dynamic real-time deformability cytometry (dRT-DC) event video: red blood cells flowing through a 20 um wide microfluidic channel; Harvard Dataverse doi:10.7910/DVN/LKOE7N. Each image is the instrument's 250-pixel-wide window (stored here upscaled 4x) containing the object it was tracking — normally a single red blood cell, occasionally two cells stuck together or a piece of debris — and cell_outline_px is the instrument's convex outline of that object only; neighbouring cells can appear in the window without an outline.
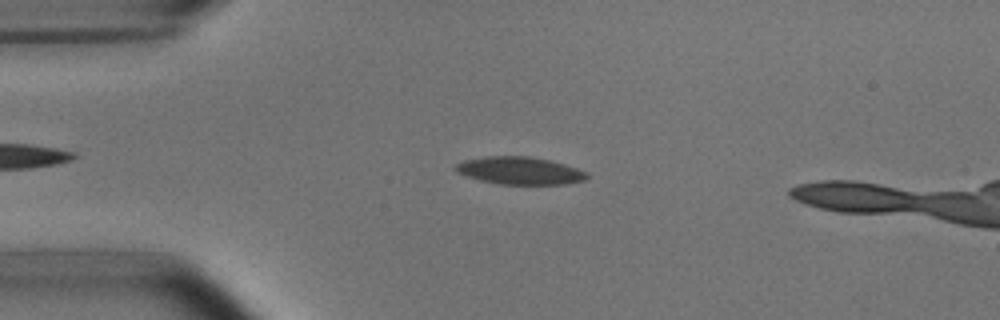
{"species": "common noctule bat (a hibernating species)", "species_latin": "Nyctalus noctula", "temperature_condition": "room temperature", "stored_images_in_passage": 48, "camera_frame_rate_fps": 3000, "um_per_image_px": 0.085, "animal": {"sex": "male", "body_mass_g": 15.6}, "frame": {"image": 1, "passage_image": 11, "time_ms": 3.333, "image_size_px": [1000, 320], "cell_outline_px": [[588, 176], [584, 180], [564, 184], [500, 184], [480, 180], [456, 172], [452, 168], [456, 164], [464, 160], [488, 156], [528, 156], [548, 160], [564, 164], [588, 172]], "centroid_in_image_um": [44.15, 14.5], "position_along_channel_um": 40.8, "area_um2": 20.92}}
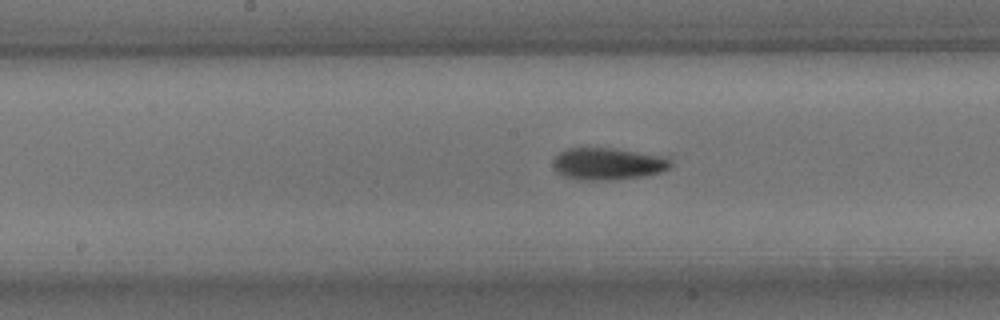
{"frame": {"image": 2, "passage_image": 25, "time_ms": 8.0, "image_size_px": [1000, 320], "cell_outline_px": [[672, 164], [668, 168], [660, 172], [644, 176], [608, 180], [576, 180], [564, 176], [556, 172], [552, 164], [556, 156], [560, 152], [568, 148], [616, 148], [668, 156], [672, 160]], "centroid_in_image_um": [51.69, 13.92], "position_along_channel_um": 196.5, "area_um2": 22.25}}
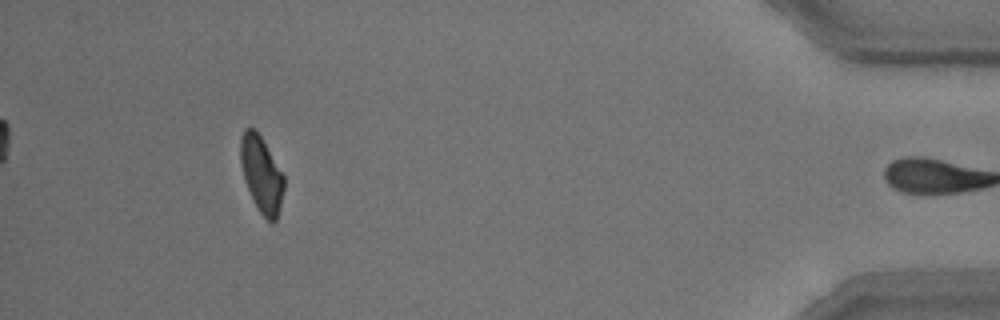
{"frame": {"image": 3, "passage_image": 47, "time_ms": 15.333, "image_size_px": [1000, 320], "cell_outline_px": [[284, 188], [276, 220], [272, 224], [260, 212], [244, 180], [240, 164], [240, 136], [244, 128], [256, 128], [284, 176]], "centroid_in_image_um": [22.2, 14.76], "position_along_channel_um": 413.0, "area_um2": 19.07}, "authors_computed_cell_mechanics": {"area_um2": 20.8947, "velocity_mm_per_s": 3.8099, "shape_relaxation_time_tau1_ms": 5.3309, "shape_relaxation_time_tau2_ms": 10.5296, "deformation_change_tau1": 0.1402, "deformation_change_tau2": 0.1782}}